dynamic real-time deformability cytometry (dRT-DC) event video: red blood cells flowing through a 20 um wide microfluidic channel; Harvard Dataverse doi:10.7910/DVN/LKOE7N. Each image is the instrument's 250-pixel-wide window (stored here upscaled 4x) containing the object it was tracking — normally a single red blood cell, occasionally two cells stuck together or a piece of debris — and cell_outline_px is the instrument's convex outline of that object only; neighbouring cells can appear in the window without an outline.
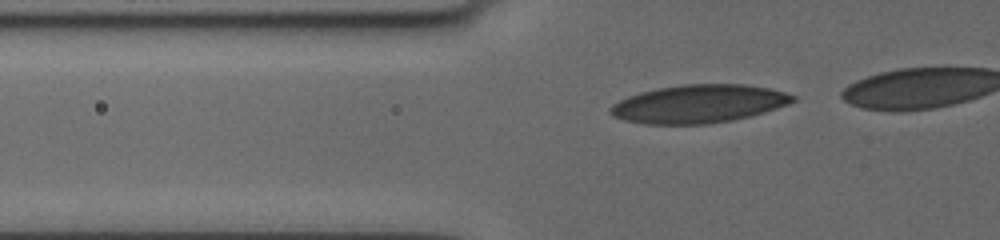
{"species": "human", "species_latin": "Homo sapiens", "temperature_condition": "cold", "stored_images_in_passage": 29, "camera_frame_rate_fps": 3000, "um_per_image_px": 0.085, "donor": {"sex": "female"}, "frame": {"image": 1, "passage_image": 14, "time_ms": 3.333, "image_size_px": [1000, 240], "cell_outline_px": [[796, 100], [788, 104], [764, 112], [732, 120], [708, 124], [648, 124], [628, 120], [616, 116], [608, 112], [608, 108], [612, 104], [628, 96], [640, 92], [660, 88], [684, 84], [744, 84], [768, 88], [784, 92], [796, 96]], "centroid_in_image_um": [59.4, 8.82], "position_along_channel_um": 66.4, "area_um2": 40.23}}
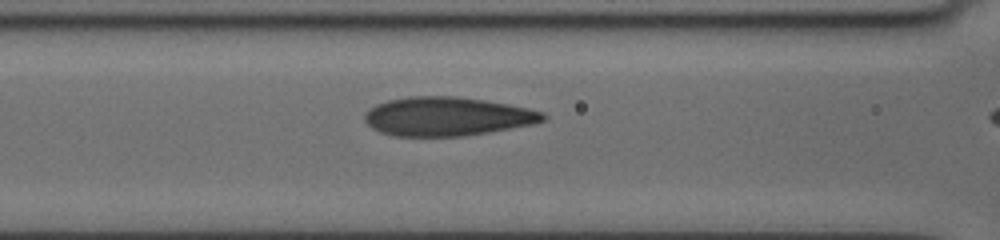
{"frame": {"image": 2, "passage_image": 22, "time_ms": 5.333, "image_size_px": [1000, 240], "cell_outline_px": [[544, 120], [532, 124], [488, 132], [460, 136], [392, 136], [380, 132], [372, 128], [364, 120], [364, 112], [376, 104], [388, 100], [408, 96], [456, 96], [484, 100], [508, 104], [544, 112]], "centroid_in_image_um": [37.94, 9.89], "position_along_channel_um": 128.7, "area_um2": 40.23}}
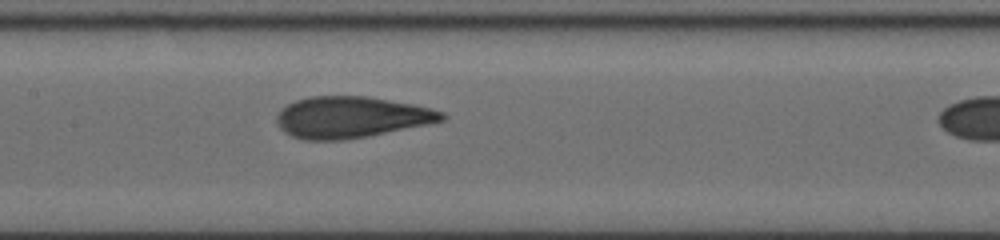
{"frame": {"image": 3, "passage_image": 28, "time_ms": 6.667, "image_size_px": [1000, 240], "cell_outline_px": [[448, 116], [444, 120], [428, 124], [368, 136], [344, 140], [304, 140], [292, 136], [284, 132], [280, 128], [276, 120], [276, 116], [280, 108], [296, 100], [308, 96], [368, 96], [412, 104], [432, 108], [444, 112]], "centroid_in_image_um": [29.84, 9.96], "position_along_channel_um": 177.6, "area_um2": 40.0}}